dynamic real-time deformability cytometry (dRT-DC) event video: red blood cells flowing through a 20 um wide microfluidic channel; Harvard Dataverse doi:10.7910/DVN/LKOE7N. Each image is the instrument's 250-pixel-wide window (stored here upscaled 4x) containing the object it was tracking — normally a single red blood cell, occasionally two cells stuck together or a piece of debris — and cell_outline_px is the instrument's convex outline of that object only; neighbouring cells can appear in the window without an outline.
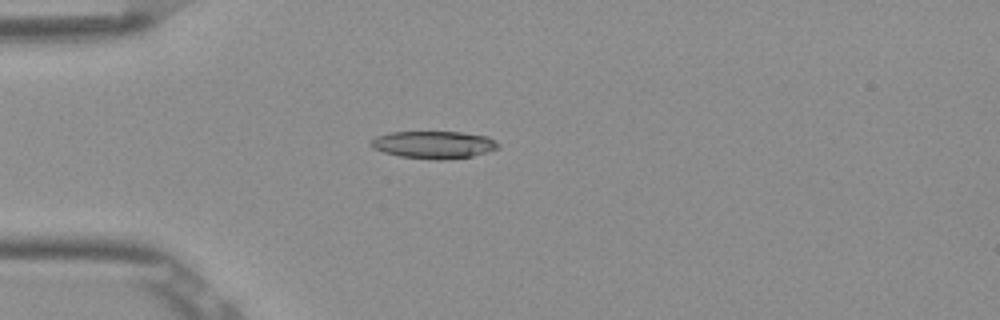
{"species": "Egyptian fruit bat (a non-hibernating species)", "species_latin": "Rousettus aegyptiacus", "temperature_condition": "room temperature", "stored_images_in_passage": 5, "camera_frame_rate_fps": 3000, "um_per_image_px": 0.085, "frame": {"image": 1, "passage_image": 4, "time_ms": 1.0, "image_size_px": [1000, 320], "cell_outline_px": [[500, 148], [488, 152], [472, 156], [444, 160], [436, 160], [400, 156], [384, 152], [372, 148], [368, 144], [376, 136], [392, 132], [460, 132], [488, 136], [500, 144]], "centroid_in_image_um": [36.89, 12.3], "position_along_channel_um": 48.1, "area_um2": 20.46}}